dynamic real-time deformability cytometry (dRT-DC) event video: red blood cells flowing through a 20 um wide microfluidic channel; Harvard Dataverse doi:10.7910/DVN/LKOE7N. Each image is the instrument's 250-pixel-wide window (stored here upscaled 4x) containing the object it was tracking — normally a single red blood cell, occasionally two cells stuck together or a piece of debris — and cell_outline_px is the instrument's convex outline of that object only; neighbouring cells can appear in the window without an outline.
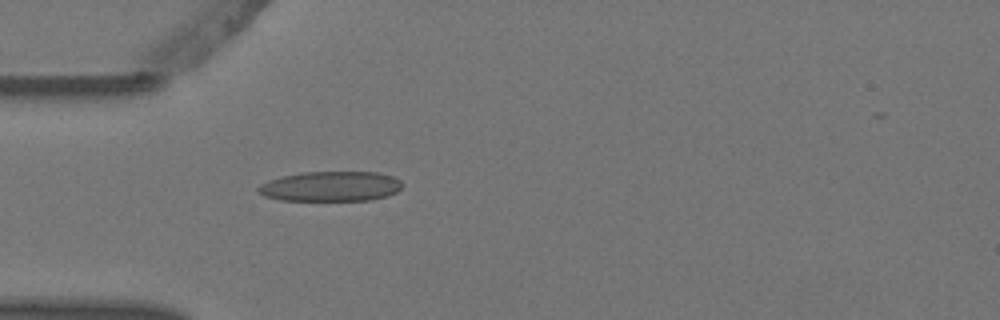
{"species": "Egyptian fruit bat (a non-hibernating species)", "species_latin": "Rousettus aegyptiacus", "temperature_condition": "warm", "stored_images_in_passage": 1, "camera_frame_rate_fps": 3000, "um_per_image_px": 0.085, "animal": {"sex": "female"}, "frame": {"image": 1, "passage_image": 1, "time_ms": 0.0, "image_size_px": [1000, 320], "cell_outline_px": [[404, 184], [396, 192], [388, 196], [368, 200], [280, 200], [264, 196], [256, 192], [256, 188], [260, 184], [268, 180], [280, 176], [304, 172], [376, 172], [392, 176], [400, 180]], "centroid_in_image_um": [28.08, 15.84], "position_along_channel_um": 56.9, "area_um2": 25.32}}